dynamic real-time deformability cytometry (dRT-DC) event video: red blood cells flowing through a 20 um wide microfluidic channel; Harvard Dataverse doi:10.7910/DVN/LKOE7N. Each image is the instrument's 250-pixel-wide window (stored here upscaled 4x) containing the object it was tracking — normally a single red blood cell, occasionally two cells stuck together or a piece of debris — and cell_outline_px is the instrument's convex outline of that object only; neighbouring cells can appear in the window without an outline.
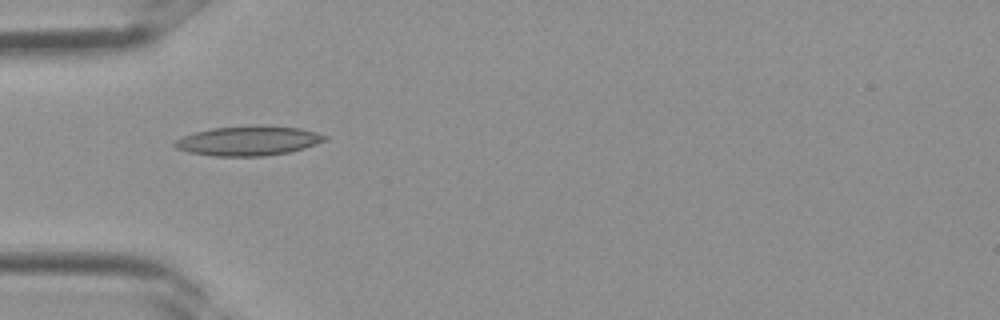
{"species": "Egyptian fruit bat (a non-hibernating species)", "species_latin": "Rousettus aegyptiacus", "temperature_condition": "room temperature", "stored_images_in_passage": 3, "camera_frame_rate_fps": 3000, "um_per_image_px": 0.085, "frame": {"image": 1, "passage_image": 3, "time_ms": 0.667, "image_size_px": [1000, 320], "cell_outline_px": [[328, 140], [304, 148], [288, 152], [264, 156], [212, 156], [188, 152], [176, 148], [172, 144], [176, 140], [184, 136], [196, 132], [212, 128], [300, 128], [316, 132], [328, 136]], "centroid_in_image_um": [21.1, 12.02], "position_along_channel_um": 63.9, "area_um2": 24.8}}